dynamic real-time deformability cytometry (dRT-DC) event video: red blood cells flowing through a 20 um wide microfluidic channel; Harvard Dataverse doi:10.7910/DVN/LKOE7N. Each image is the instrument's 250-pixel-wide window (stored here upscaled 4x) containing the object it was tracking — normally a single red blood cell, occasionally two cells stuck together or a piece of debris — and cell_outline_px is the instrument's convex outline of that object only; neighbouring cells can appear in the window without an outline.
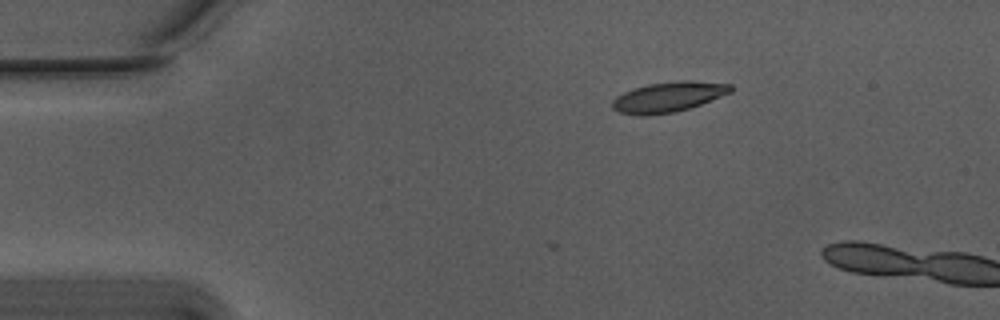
{"species": "Egyptian fruit bat (a non-hibernating species)", "species_latin": "Rousettus aegyptiacus", "temperature_condition": "warm", "stored_images_in_passage": 4, "camera_frame_rate_fps": 3000, "um_per_image_px": 0.085, "animal": {"sex": "male"}, "frame": {"image": 1, "passage_image": 1, "time_ms": 0.0, "image_size_px": [1000, 320], "cell_outline_px": [[732, 92], [700, 104], [688, 108], [672, 112], [640, 116], [636, 116], [620, 112], [612, 108], [612, 100], [616, 96], [632, 88], [648, 84], [676, 80], [692, 80], [732, 84]], "centroid_in_image_um": [56.79, 8.22], "position_along_channel_um": 28.2, "area_um2": 20.87}}